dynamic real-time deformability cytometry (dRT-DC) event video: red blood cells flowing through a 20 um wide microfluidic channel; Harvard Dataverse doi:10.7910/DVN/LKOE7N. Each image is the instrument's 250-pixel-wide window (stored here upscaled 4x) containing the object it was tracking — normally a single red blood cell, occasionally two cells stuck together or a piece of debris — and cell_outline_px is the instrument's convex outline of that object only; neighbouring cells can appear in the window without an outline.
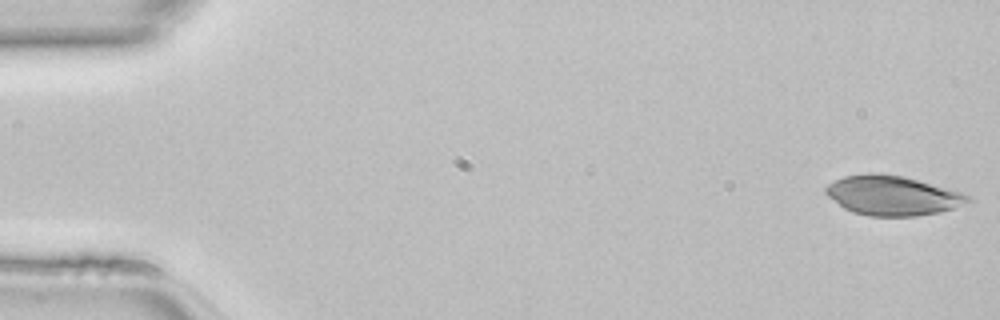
{"species": "common noctule bat (a hibernating species)", "species_latin": "Nyctalus noctula", "temperature_condition": "room temperature", "stored_images_in_passage": 47, "camera_frame_rate_fps": 3000, "um_per_image_px": 0.085, "animal": {"sex": "female", "body_mass_g": 22.7, "forearm_length_mm": 54.2}, "frame": {"image": 1, "passage_image": 1, "time_ms": 0.0, "image_size_px": [1000, 320], "cell_outline_px": [[972, 200], [952, 208], [940, 212], [916, 216], [868, 216], [852, 212], [844, 208], [828, 196], [824, 192], [824, 188], [828, 184], [844, 176], [868, 172], [876, 172], [904, 176], [960, 192], [972, 196]], "centroid_in_image_um": [75.82, 16.61], "position_along_channel_um": 9.2, "area_um2": 32.77}}
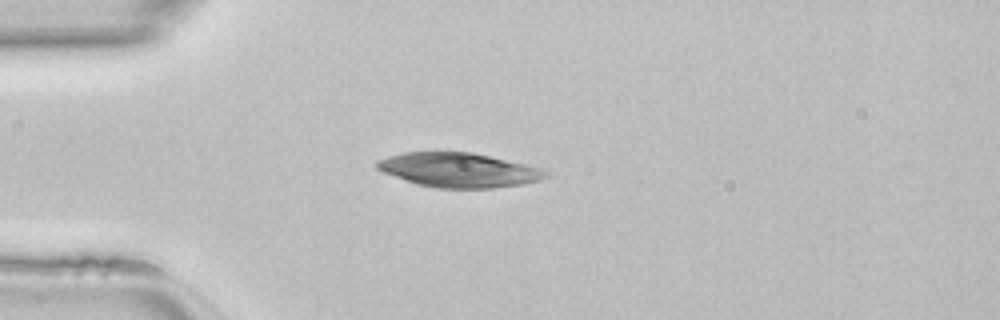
{"frame": {"image": 2, "passage_image": 12, "time_ms": 3.667, "image_size_px": [1000, 320], "cell_outline_px": [[548, 176], [540, 180], [520, 184], [492, 188], [436, 188], [416, 184], [384, 172], [376, 168], [376, 160], [388, 156], [404, 152], [472, 152], [524, 164], [540, 168], [548, 172]], "centroid_in_image_um": [38.96, 14.45], "position_along_channel_um": 46.0, "area_um2": 33.58}}
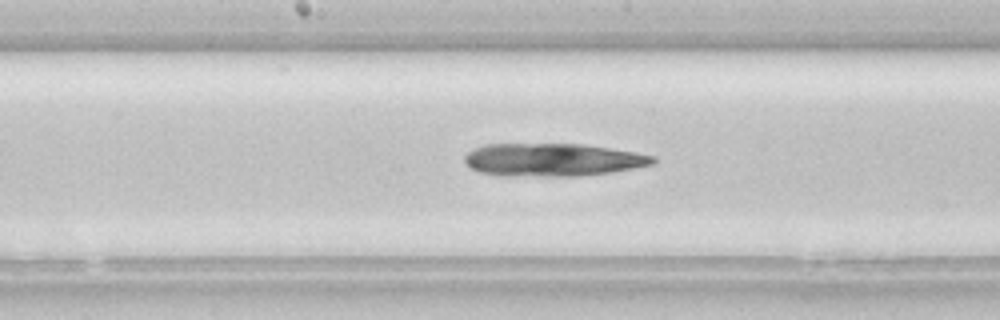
{"frame": {"image": 3, "passage_image": 24, "time_ms": 7.667, "image_size_px": [1000, 320], "cell_outline_px": [[656, 160], [652, 164], [612, 172], [580, 176], [500, 176], [480, 172], [472, 168], [464, 160], [464, 156], [468, 152], [484, 144], [584, 144], [636, 152], [656, 156]], "centroid_in_image_um": [46.98, 13.58], "position_along_channel_um": 201.2, "area_um2": 36.18}}